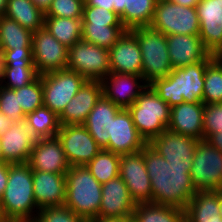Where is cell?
Instances as JSON below:
<instances>
[{
  "mask_svg": "<svg viewBox=\"0 0 222 222\" xmlns=\"http://www.w3.org/2000/svg\"><path fill=\"white\" fill-rule=\"evenodd\" d=\"M140 46L142 56V77L149 85L157 79L169 75L173 70L167 47V39L163 33L151 27L131 29Z\"/></svg>",
  "mask_w": 222,
  "mask_h": 222,
  "instance_id": "cell-6",
  "label": "cell"
},
{
  "mask_svg": "<svg viewBox=\"0 0 222 222\" xmlns=\"http://www.w3.org/2000/svg\"><path fill=\"white\" fill-rule=\"evenodd\" d=\"M65 174L32 170L34 198L38 209L64 205Z\"/></svg>",
  "mask_w": 222,
  "mask_h": 222,
  "instance_id": "cell-23",
  "label": "cell"
},
{
  "mask_svg": "<svg viewBox=\"0 0 222 222\" xmlns=\"http://www.w3.org/2000/svg\"><path fill=\"white\" fill-rule=\"evenodd\" d=\"M166 39L172 68L204 61L211 54L199 35L171 34Z\"/></svg>",
  "mask_w": 222,
  "mask_h": 222,
  "instance_id": "cell-24",
  "label": "cell"
},
{
  "mask_svg": "<svg viewBox=\"0 0 222 222\" xmlns=\"http://www.w3.org/2000/svg\"><path fill=\"white\" fill-rule=\"evenodd\" d=\"M221 190L197 191L185 208L187 222H222Z\"/></svg>",
  "mask_w": 222,
  "mask_h": 222,
  "instance_id": "cell-27",
  "label": "cell"
},
{
  "mask_svg": "<svg viewBox=\"0 0 222 222\" xmlns=\"http://www.w3.org/2000/svg\"><path fill=\"white\" fill-rule=\"evenodd\" d=\"M85 0H52L45 17L82 18Z\"/></svg>",
  "mask_w": 222,
  "mask_h": 222,
  "instance_id": "cell-42",
  "label": "cell"
},
{
  "mask_svg": "<svg viewBox=\"0 0 222 222\" xmlns=\"http://www.w3.org/2000/svg\"><path fill=\"white\" fill-rule=\"evenodd\" d=\"M141 151L151 179L152 203L185 210L197 192L191 180V167L170 165L148 144Z\"/></svg>",
  "mask_w": 222,
  "mask_h": 222,
  "instance_id": "cell-1",
  "label": "cell"
},
{
  "mask_svg": "<svg viewBox=\"0 0 222 222\" xmlns=\"http://www.w3.org/2000/svg\"><path fill=\"white\" fill-rule=\"evenodd\" d=\"M103 95L101 81L86 80L59 115L61 125H83L87 116Z\"/></svg>",
  "mask_w": 222,
  "mask_h": 222,
  "instance_id": "cell-20",
  "label": "cell"
},
{
  "mask_svg": "<svg viewBox=\"0 0 222 222\" xmlns=\"http://www.w3.org/2000/svg\"><path fill=\"white\" fill-rule=\"evenodd\" d=\"M176 4L188 7H196L199 0H170Z\"/></svg>",
  "mask_w": 222,
  "mask_h": 222,
  "instance_id": "cell-51",
  "label": "cell"
},
{
  "mask_svg": "<svg viewBox=\"0 0 222 222\" xmlns=\"http://www.w3.org/2000/svg\"><path fill=\"white\" fill-rule=\"evenodd\" d=\"M196 10L199 36L204 47L214 55L222 50V0H199Z\"/></svg>",
  "mask_w": 222,
  "mask_h": 222,
  "instance_id": "cell-18",
  "label": "cell"
},
{
  "mask_svg": "<svg viewBox=\"0 0 222 222\" xmlns=\"http://www.w3.org/2000/svg\"><path fill=\"white\" fill-rule=\"evenodd\" d=\"M1 66H2V50L0 49V71H1Z\"/></svg>",
  "mask_w": 222,
  "mask_h": 222,
  "instance_id": "cell-56",
  "label": "cell"
},
{
  "mask_svg": "<svg viewBox=\"0 0 222 222\" xmlns=\"http://www.w3.org/2000/svg\"><path fill=\"white\" fill-rule=\"evenodd\" d=\"M133 220L132 217L125 218H94L88 222H131Z\"/></svg>",
  "mask_w": 222,
  "mask_h": 222,
  "instance_id": "cell-48",
  "label": "cell"
},
{
  "mask_svg": "<svg viewBox=\"0 0 222 222\" xmlns=\"http://www.w3.org/2000/svg\"><path fill=\"white\" fill-rule=\"evenodd\" d=\"M132 218L135 222H184L185 210L153 203H138Z\"/></svg>",
  "mask_w": 222,
  "mask_h": 222,
  "instance_id": "cell-30",
  "label": "cell"
},
{
  "mask_svg": "<svg viewBox=\"0 0 222 222\" xmlns=\"http://www.w3.org/2000/svg\"><path fill=\"white\" fill-rule=\"evenodd\" d=\"M119 176L125 182L130 197L138 203H152L151 179L148 176L143 152L122 154Z\"/></svg>",
  "mask_w": 222,
  "mask_h": 222,
  "instance_id": "cell-13",
  "label": "cell"
},
{
  "mask_svg": "<svg viewBox=\"0 0 222 222\" xmlns=\"http://www.w3.org/2000/svg\"><path fill=\"white\" fill-rule=\"evenodd\" d=\"M134 126L148 143L169 126L171 107L148 85L128 108Z\"/></svg>",
  "mask_w": 222,
  "mask_h": 222,
  "instance_id": "cell-5",
  "label": "cell"
},
{
  "mask_svg": "<svg viewBox=\"0 0 222 222\" xmlns=\"http://www.w3.org/2000/svg\"><path fill=\"white\" fill-rule=\"evenodd\" d=\"M214 57L220 62L222 65V50L218 51L217 53L214 54Z\"/></svg>",
  "mask_w": 222,
  "mask_h": 222,
  "instance_id": "cell-53",
  "label": "cell"
},
{
  "mask_svg": "<svg viewBox=\"0 0 222 222\" xmlns=\"http://www.w3.org/2000/svg\"><path fill=\"white\" fill-rule=\"evenodd\" d=\"M8 181V163L0 161V200L4 194Z\"/></svg>",
  "mask_w": 222,
  "mask_h": 222,
  "instance_id": "cell-46",
  "label": "cell"
},
{
  "mask_svg": "<svg viewBox=\"0 0 222 222\" xmlns=\"http://www.w3.org/2000/svg\"><path fill=\"white\" fill-rule=\"evenodd\" d=\"M0 204L9 222L33 221L39 209L34 198L32 169L28 163H8V181Z\"/></svg>",
  "mask_w": 222,
  "mask_h": 222,
  "instance_id": "cell-2",
  "label": "cell"
},
{
  "mask_svg": "<svg viewBox=\"0 0 222 222\" xmlns=\"http://www.w3.org/2000/svg\"><path fill=\"white\" fill-rule=\"evenodd\" d=\"M157 0H125L124 27L131 30L149 27L156 8Z\"/></svg>",
  "mask_w": 222,
  "mask_h": 222,
  "instance_id": "cell-33",
  "label": "cell"
},
{
  "mask_svg": "<svg viewBox=\"0 0 222 222\" xmlns=\"http://www.w3.org/2000/svg\"><path fill=\"white\" fill-rule=\"evenodd\" d=\"M12 122L4 114L0 113V135L11 127Z\"/></svg>",
  "mask_w": 222,
  "mask_h": 222,
  "instance_id": "cell-49",
  "label": "cell"
},
{
  "mask_svg": "<svg viewBox=\"0 0 222 222\" xmlns=\"http://www.w3.org/2000/svg\"><path fill=\"white\" fill-rule=\"evenodd\" d=\"M38 77L34 64L2 65L0 86L15 90L29 85Z\"/></svg>",
  "mask_w": 222,
  "mask_h": 222,
  "instance_id": "cell-36",
  "label": "cell"
},
{
  "mask_svg": "<svg viewBox=\"0 0 222 222\" xmlns=\"http://www.w3.org/2000/svg\"><path fill=\"white\" fill-rule=\"evenodd\" d=\"M67 69L102 81L110 73L109 50L80 39L69 48Z\"/></svg>",
  "mask_w": 222,
  "mask_h": 222,
  "instance_id": "cell-10",
  "label": "cell"
},
{
  "mask_svg": "<svg viewBox=\"0 0 222 222\" xmlns=\"http://www.w3.org/2000/svg\"><path fill=\"white\" fill-rule=\"evenodd\" d=\"M32 33L44 27L45 13L31 0H7L5 15Z\"/></svg>",
  "mask_w": 222,
  "mask_h": 222,
  "instance_id": "cell-28",
  "label": "cell"
},
{
  "mask_svg": "<svg viewBox=\"0 0 222 222\" xmlns=\"http://www.w3.org/2000/svg\"><path fill=\"white\" fill-rule=\"evenodd\" d=\"M56 136L70 167L86 166L102 149L84 125H61Z\"/></svg>",
  "mask_w": 222,
  "mask_h": 222,
  "instance_id": "cell-11",
  "label": "cell"
},
{
  "mask_svg": "<svg viewBox=\"0 0 222 222\" xmlns=\"http://www.w3.org/2000/svg\"><path fill=\"white\" fill-rule=\"evenodd\" d=\"M33 64L39 75L66 69L69 48L61 44L45 28L32 34Z\"/></svg>",
  "mask_w": 222,
  "mask_h": 222,
  "instance_id": "cell-12",
  "label": "cell"
},
{
  "mask_svg": "<svg viewBox=\"0 0 222 222\" xmlns=\"http://www.w3.org/2000/svg\"><path fill=\"white\" fill-rule=\"evenodd\" d=\"M127 29L124 26L82 24V39L110 50Z\"/></svg>",
  "mask_w": 222,
  "mask_h": 222,
  "instance_id": "cell-37",
  "label": "cell"
},
{
  "mask_svg": "<svg viewBox=\"0 0 222 222\" xmlns=\"http://www.w3.org/2000/svg\"><path fill=\"white\" fill-rule=\"evenodd\" d=\"M110 72L142 76L139 43L131 30H126L109 50Z\"/></svg>",
  "mask_w": 222,
  "mask_h": 222,
  "instance_id": "cell-19",
  "label": "cell"
},
{
  "mask_svg": "<svg viewBox=\"0 0 222 222\" xmlns=\"http://www.w3.org/2000/svg\"><path fill=\"white\" fill-rule=\"evenodd\" d=\"M120 158V154L101 149L86 167L102 185L119 176Z\"/></svg>",
  "mask_w": 222,
  "mask_h": 222,
  "instance_id": "cell-34",
  "label": "cell"
},
{
  "mask_svg": "<svg viewBox=\"0 0 222 222\" xmlns=\"http://www.w3.org/2000/svg\"><path fill=\"white\" fill-rule=\"evenodd\" d=\"M136 203L120 176L102 184V199L98 218L132 217Z\"/></svg>",
  "mask_w": 222,
  "mask_h": 222,
  "instance_id": "cell-21",
  "label": "cell"
},
{
  "mask_svg": "<svg viewBox=\"0 0 222 222\" xmlns=\"http://www.w3.org/2000/svg\"><path fill=\"white\" fill-rule=\"evenodd\" d=\"M149 27L165 36L199 35L200 31L196 7L182 6L170 0L157 1Z\"/></svg>",
  "mask_w": 222,
  "mask_h": 222,
  "instance_id": "cell-7",
  "label": "cell"
},
{
  "mask_svg": "<svg viewBox=\"0 0 222 222\" xmlns=\"http://www.w3.org/2000/svg\"><path fill=\"white\" fill-rule=\"evenodd\" d=\"M7 0H0V17L5 15Z\"/></svg>",
  "mask_w": 222,
  "mask_h": 222,
  "instance_id": "cell-52",
  "label": "cell"
},
{
  "mask_svg": "<svg viewBox=\"0 0 222 222\" xmlns=\"http://www.w3.org/2000/svg\"><path fill=\"white\" fill-rule=\"evenodd\" d=\"M202 102L204 104L222 103V65L213 54L207 57Z\"/></svg>",
  "mask_w": 222,
  "mask_h": 222,
  "instance_id": "cell-35",
  "label": "cell"
},
{
  "mask_svg": "<svg viewBox=\"0 0 222 222\" xmlns=\"http://www.w3.org/2000/svg\"><path fill=\"white\" fill-rule=\"evenodd\" d=\"M64 205L87 222L98 218L102 199V185L86 166H72L65 174Z\"/></svg>",
  "mask_w": 222,
  "mask_h": 222,
  "instance_id": "cell-4",
  "label": "cell"
},
{
  "mask_svg": "<svg viewBox=\"0 0 222 222\" xmlns=\"http://www.w3.org/2000/svg\"><path fill=\"white\" fill-rule=\"evenodd\" d=\"M24 121L38 139L55 137L61 127L59 116L44 105L26 114Z\"/></svg>",
  "mask_w": 222,
  "mask_h": 222,
  "instance_id": "cell-32",
  "label": "cell"
},
{
  "mask_svg": "<svg viewBox=\"0 0 222 222\" xmlns=\"http://www.w3.org/2000/svg\"><path fill=\"white\" fill-rule=\"evenodd\" d=\"M203 102H183L173 106L170 113V122L167 129L172 132L204 140Z\"/></svg>",
  "mask_w": 222,
  "mask_h": 222,
  "instance_id": "cell-25",
  "label": "cell"
},
{
  "mask_svg": "<svg viewBox=\"0 0 222 222\" xmlns=\"http://www.w3.org/2000/svg\"><path fill=\"white\" fill-rule=\"evenodd\" d=\"M82 24H92V26H123L118 14L98 6L83 7Z\"/></svg>",
  "mask_w": 222,
  "mask_h": 222,
  "instance_id": "cell-39",
  "label": "cell"
},
{
  "mask_svg": "<svg viewBox=\"0 0 222 222\" xmlns=\"http://www.w3.org/2000/svg\"><path fill=\"white\" fill-rule=\"evenodd\" d=\"M190 175L197 191L222 190V152L206 140H199Z\"/></svg>",
  "mask_w": 222,
  "mask_h": 222,
  "instance_id": "cell-9",
  "label": "cell"
},
{
  "mask_svg": "<svg viewBox=\"0 0 222 222\" xmlns=\"http://www.w3.org/2000/svg\"><path fill=\"white\" fill-rule=\"evenodd\" d=\"M33 64L32 48L2 50V65Z\"/></svg>",
  "mask_w": 222,
  "mask_h": 222,
  "instance_id": "cell-44",
  "label": "cell"
},
{
  "mask_svg": "<svg viewBox=\"0 0 222 222\" xmlns=\"http://www.w3.org/2000/svg\"><path fill=\"white\" fill-rule=\"evenodd\" d=\"M32 32L23 28L17 21L1 16L0 18V49L21 50L32 48Z\"/></svg>",
  "mask_w": 222,
  "mask_h": 222,
  "instance_id": "cell-31",
  "label": "cell"
},
{
  "mask_svg": "<svg viewBox=\"0 0 222 222\" xmlns=\"http://www.w3.org/2000/svg\"><path fill=\"white\" fill-rule=\"evenodd\" d=\"M0 222H9L4 216L1 204H0Z\"/></svg>",
  "mask_w": 222,
  "mask_h": 222,
  "instance_id": "cell-54",
  "label": "cell"
},
{
  "mask_svg": "<svg viewBox=\"0 0 222 222\" xmlns=\"http://www.w3.org/2000/svg\"><path fill=\"white\" fill-rule=\"evenodd\" d=\"M205 140L212 147H215V148L219 149L222 152V132L221 133L211 134Z\"/></svg>",
  "mask_w": 222,
  "mask_h": 222,
  "instance_id": "cell-47",
  "label": "cell"
},
{
  "mask_svg": "<svg viewBox=\"0 0 222 222\" xmlns=\"http://www.w3.org/2000/svg\"><path fill=\"white\" fill-rule=\"evenodd\" d=\"M84 6L102 7L114 11L119 15L122 25L124 26V7L125 0H85Z\"/></svg>",
  "mask_w": 222,
  "mask_h": 222,
  "instance_id": "cell-45",
  "label": "cell"
},
{
  "mask_svg": "<svg viewBox=\"0 0 222 222\" xmlns=\"http://www.w3.org/2000/svg\"><path fill=\"white\" fill-rule=\"evenodd\" d=\"M32 222H87L82 216L63 206L39 209Z\"/></svg>",
  "mask_w": 222,
  "mask_h": 222,
  "instance_id": "cell-40",
  "label": "cell"
},
{
  "mask_svg": "<svg viewBox=\"0 0 222 222\" xmlns=\"http://www.w3.org/2000/svg\"><path fill=\"white\" fill-rule=\"evenodd\" d=\"M19 104L25 114L43 106L42 79L39 76L27 86L15 89Z\"/></svg>",
  "mask_w": 222,
  "mask_h": 222,
  "instance_id": "cell-38",
  "label": "cell"
},
{
  "mask_svg": "<svg viewBox=\"0 0 222 222\" xmlns=\"http://www.w3.org/2000/svg\"><path fill=\"white\" fill-rule=\"evenodd\" d=\"M38 8H40L44 13L50 7L52 0H31Z\"/></svg>",
  "mask_w": 222,
  "mask_h": 222,
  "instance_id": "cell-50",
  "label": "cell"
},
{
  "mask_svg": "<svg viewBox=\"0 0 222 222\" xmlns=\"http://www.w3.org/2000/svg\"><path fill=\"white\" fill-rule=\"evenodd\" d=\"M207 58L187 66L173 68L164 78L153 81L149 86L172 108L183 102H202Z\"/></svg>",
  "mask_w": 222,
  "mask_h": 222,
  "instance_id": "cell-3",
  "label": "cell"
},
{
  "mask_svg": "<svg viewBox=\"0 0 222 222\" xmlns=\"http://www.w3.org/2000/svg\"><path fill=\"white\" fill-rule=\"evenodd\" d=\"M120 110V107L102 95L84 121L83 125L102 149L109 142L108 131L110 130L112 118Z\"/></svg>",
  "mask_w": 222,
  "mask_h": 222,
  "instance_id": "cell-26",
  "label": "cell"
},
{
  "mask_svg": "<svg viewBox=\"0 0 222 222\" xmlns=\"http://www.w3.org/2000/svg\"><path fill=\"white\" fill-rule=\"evenodd\" d=\"M0 113L10 119L12 123L25 120L23 112L14 89L0 86Z\"/></svg>",
  "mask_w": 222,
  "mask_h": 222,
  "instance_id": "cell-41",
  "label": "cell"
},
{
  "mask_svg": "<svg viewBox=\"0 0 222 222\" xmlns=\"http://www.w3.org/2000/svg\"><path fill=\"white\" fill-rule=\"evenodd\" d=\"M28 164L32 170L49 173H66L70 168L57 136L39 139L33 146Z\"/></svg>",
  "mask_w": 222,
  "mask_h": 222,
  "instance_id": "cell-22",
  "label": "cell"
},
{
  "mask_svg": "<svg viewBox=\"0 0 222 222\" xmlns=\"http://www.w3.org/2000/svg\"><path fill=\"white\" fill-rule=\"evenodd\" d=\"M199 140L166 129L152 138L148 145L172 166L191 167Z\"/></svg>",
  "mask_w": 222,
  "mask_h": 222,
  "instance_id": "cell-14",
  "label": "cell"
},
{
  "mask_svg": "<svg viewBox=\"0 0 222 222\" xmlns=\"http://www.w3.org/2000/svg\"><path fill=\"white\" fill-rule=\"evenodd\" d=\"M219 216L222 219V190H221V206H220Z\"/></svg>",
  "mask_w": 222,
  "mask_h": 222,
  "instance_id": "cell-55",
  "label": "cell"
},
{
  "mask_svg": "<svg viewBox=\"0 0 222 222\" xmlns=\"http://www.w3.org/2000/svg\"><path fill=\"white\" fill-rule=\"evenodd\" d=\"M108 134L109 142L104 149L120 155L140 152L148 144L134 126L128 109H121L112 118Z\"/></svg>",
  "mask_w": 222,
  "mask_h": 222,
  "instance_id": "cell-16",
  "label": "cell"
},
{
  "mask_svg": "<svg viewBox=\"0 0 222 222\" xmlns=\"http://www.w3.org/2000/svg\"><path fill=\"white\" fill-rule=\"evenodd\" d=\"M203 130L204 140L211 134L222 132V103L205 104Z\"/></svg>",
  "mask_w": 222,
  "mask_h": 222,
  "instance_id": "cell-43",
  "label": "cell"
},
{
  "mask_svg": "<svg viewBox=\"0 0 222 222\" xmlns=\"http://www.w3.org/2000/svg\"><path fill=\"white\" fill-rule=\"evenodd\" d=\"M39 76L42 79L43 105L58 116L86 81L81 74L67 68Z\"/></svg>",
  "mask_w": 222,
  "mask_h": 222,
  "instance_id": "cell-8",
  "label": "cell"
},
{
  "mask_svg": "<svg viewBox=\"0 0 222 222\" xmlns=\"http://www.w3.org/2000/svg\"><path fill=\"white\" fill-rule=\"evenodd\" d=\"M103 95L121 109H128L148 87L142 76L110 72L102 81Z\"/></svg>",
  "mask_w": 222,
  "mask_h": 222,
  "instance_id": "cell-17",
  "label": "cell"
},
{
  "mask_svg": "<svg viewBox=\"0 0 222 222\" xmlns=\"http://www.w3.org/2000/svg\"><path fill=\"white\" fill-rule=\"evenodd\" d=\"M37 136L25 121L14 122L0 135L2 160L9 164L28 163Z\"/></svg>",
  "mask_w": 222,
  "mask_h": 222,
  "instance_id": "cell-15",
  "label": "cell"
},
{
  "mask_svg": "<svg viewBox=\"0 0 222 222\" xmlns=\"http://www.w3.org/2000/svg\"><path fill=\"white\" fill-rule=\"evenodd\" d=\"M1 146V145H0ZM0 161H3L2 160V152H1V147H0Z\"/></svg>",
  "mask_w": 222,
  "mask_h": 222,
  "instance_id": "cell-57",
  "label": "cell"
},
{
  "mask_svg": "<svg viewBox=\"0 0 222 222\" xmlns=\"http://www.w3.org/2000/svg\"><path fill=\"white\" fill-rule=\"evenodd\" d=\"M44 27L67 48L82 39V18L44 17Z\"/></svg>",
  "mask_w": 222,
  "mask_h": 222,
  "instance_id": "cell-29",
  "label": "cell"
}]
</instances>
